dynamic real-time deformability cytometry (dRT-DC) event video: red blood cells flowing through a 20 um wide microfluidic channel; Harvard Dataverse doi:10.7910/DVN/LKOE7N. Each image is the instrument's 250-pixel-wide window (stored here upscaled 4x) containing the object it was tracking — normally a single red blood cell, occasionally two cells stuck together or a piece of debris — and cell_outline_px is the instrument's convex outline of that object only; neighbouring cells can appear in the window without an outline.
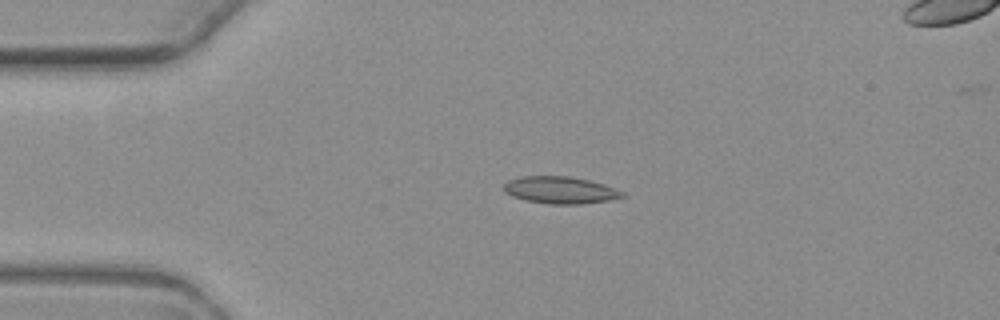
{"species": "common noctule bat (a hibernating species)", "species_latin": "Nyctalus noctula", "temperature_condition": "warm", "stored_images_in_passage": 5, "segment_of_instrument_passage": [1, 2], "camera_frame_rate_fps": 3000, "um_per_image_px": 0.085, "animal": {"sex": "female", "body_mass_g": 19.3, "forearm_length_mm": 54.1}, "frame": {"image": 1, "passage_image": 3, "time_ms": 2.333, "image_size_px": [1000, 320], "cell_outline_px": [[628, 196], [608, 200], [580, 204], [548, 204], [524, 200], [512, 196], [504, 192], [504, 184], [508, 180], [520, 176], [568, 176], [588, 180], [604, 184], [624, 192]], "centroid_in_image_um": [47.61, 16.16], "position_along_channel_um": 37.4, "area_um2": 18.79}}